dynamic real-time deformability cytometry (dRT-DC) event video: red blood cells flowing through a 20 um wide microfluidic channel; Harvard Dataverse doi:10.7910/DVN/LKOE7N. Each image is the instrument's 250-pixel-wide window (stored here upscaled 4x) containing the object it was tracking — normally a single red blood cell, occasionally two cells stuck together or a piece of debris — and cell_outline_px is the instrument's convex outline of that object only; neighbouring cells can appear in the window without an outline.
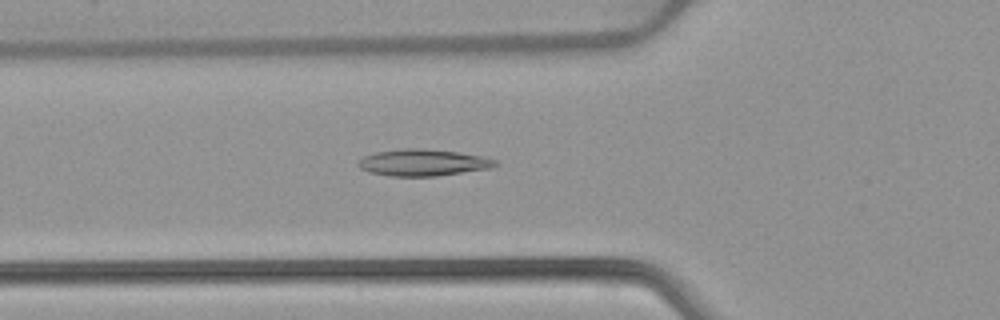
{"species": "common noctule bat (a hibernating species)", "species_latin": "Nyctalus noctula", "temperature_condition": "warm", "stored_images_in_passage": 45, "camera_frame_rate_fps": 3000, "um_per_image_px": 0.085, "animal": {"sex": "female", "body_mass_g": 22.7, "forearm_length_mm": 54.2}, "frame": {"image": 1, "passage_image": 12, "time_ms": 3.667, "image_size_px": [1000, 320], "cell_outline_px": [[500, 164], [492, 168], [436, 176], [388, 176], [368, 172], [360, 168], [356, 164], [364, 156], [376, 152], [404, 148], [416, 148], [456, 152], [484, 156], [496, 160]], "centroid_in_image_um": [35.97, 13.82], "position_along_channel_um": 89.8, "area_um2": 21.33}}
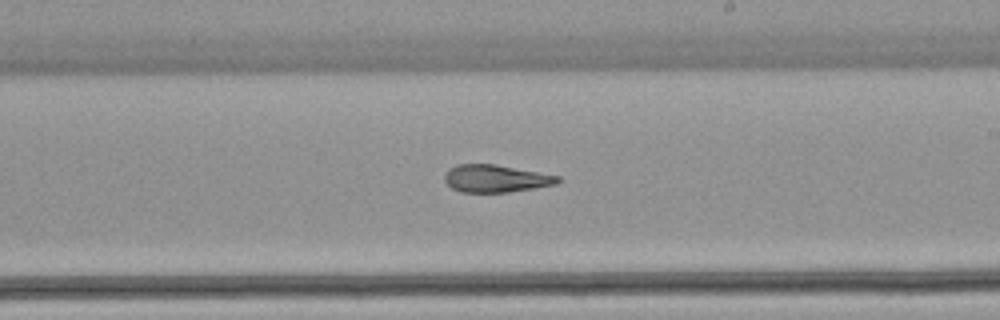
{"frame": {"image": 2, "passage_image": 24, "time_ms": 7.667, "image_size_px": [1000, 320], "cell_outline_px": [[560, 180], [556, 184], [508, 192], [460, 192], [452, 188], [444, 180], [444, 176], [448, 168], [456, 164], [496, 164], [560, 176]], "centroid_in_image_um": [42.1, 15.16], "position_along_channel_um": 246.9, "area_um2": 18.09}}
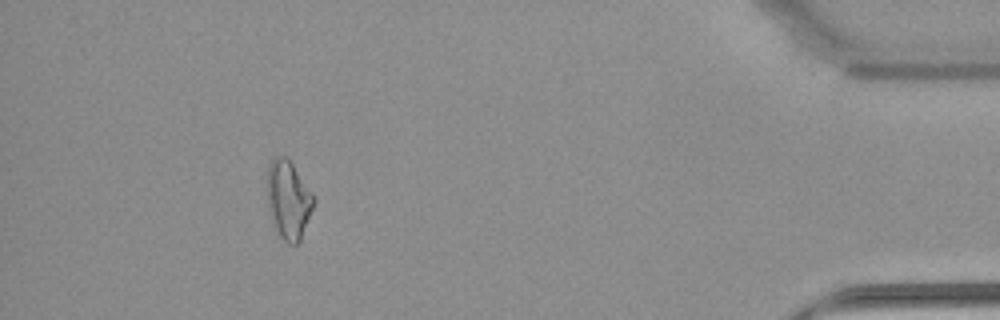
{"frame": {"image": 3, "passage_image": 41, "time_ms": 13.333, "image_size_px": [1000, 320], "cell_outline_px": [[316, 200], [300, 240], [296, 244], [288, 244], [276, 232], [272, 224], [268, 208], [268, 164], [276, 156], [288, 156], [312, 192]], "centroid_in_image_um": [24.52, 16.97], "position_along_channel_um": 410.7, "area_um2": 21.39}, "authors_computed_cell_mechanics": {"area_um2": 19.5364, "velocity_mm_per_s": 3.9158, "shape_relaxation_time_tau1_ms": 9.6668, "shape_relaxation_time_tau2_ms": 3.9729, "deformation_change_tau1": 0.2378, "deformation_change_tau2": 0.1278}}